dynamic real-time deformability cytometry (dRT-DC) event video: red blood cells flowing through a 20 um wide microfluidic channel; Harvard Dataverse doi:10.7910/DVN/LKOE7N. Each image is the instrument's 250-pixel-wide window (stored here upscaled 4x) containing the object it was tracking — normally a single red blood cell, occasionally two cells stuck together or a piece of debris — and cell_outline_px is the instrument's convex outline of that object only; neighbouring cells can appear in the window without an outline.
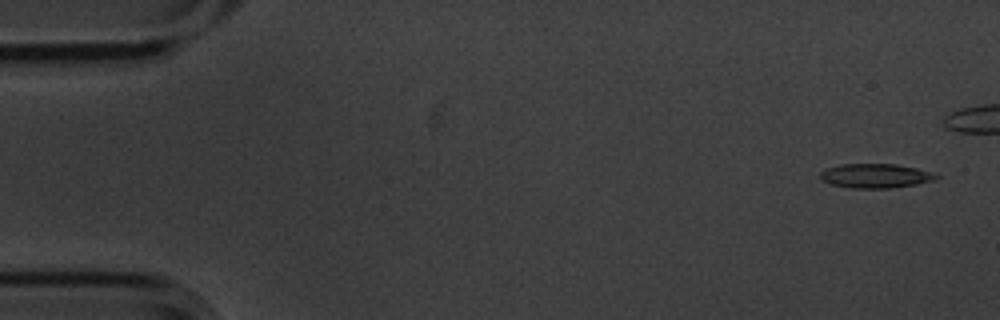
{"species": "common noctule bat (a hibernating species)", "species_latin": "Nyctalus noctula", "temperature_condition": "cold", "stored_images_in_passage": 6, "camera_frame_rate_fps": 3000, "um_per_image_px": 0.085, "animal": {"sex": "male", "body_mass_g": 20.1, "forearm_length_mm": 53.5}, "frame": {"image": 1, "passage_image": 1, "time_ms": 0.0, "image_size_px": [1000, 320], "cell_outline_px": [[940, 176], [932, 180], [916, 184], [892, 188], [848, 188], [832, 184], [820, 180], [820, 172], [824, 168], [840, 164], [896, 164], [936, 172]], "centroid_in_image_um": [74.39, 14.94], "position_along_channel_um": 10.6, "area_um2": 16.59}}